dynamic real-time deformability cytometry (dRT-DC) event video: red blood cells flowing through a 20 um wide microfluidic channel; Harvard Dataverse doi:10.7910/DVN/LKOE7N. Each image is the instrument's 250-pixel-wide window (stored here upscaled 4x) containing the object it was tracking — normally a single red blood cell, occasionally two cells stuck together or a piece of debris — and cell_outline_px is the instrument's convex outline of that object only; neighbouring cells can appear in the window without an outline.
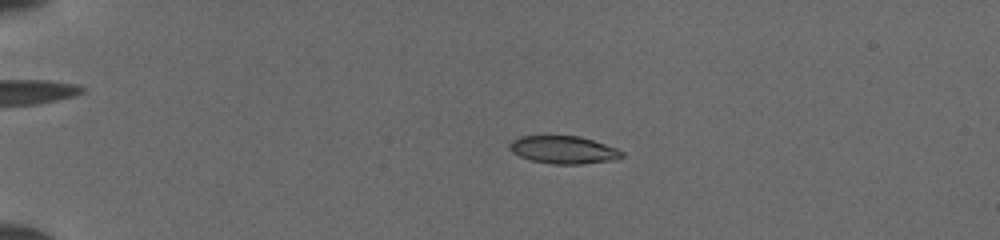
{"species": "common noctule bat (a hibernating species)", "species_latin": "Nyctalus noctula", "temperature_condition": "cold", "stored_images_in_passage": 48, "camera_frame_rate_fps": 3000, "um_per_image_px": 0.085, "animal": {"sex": "female", "body_mass_g": 19.5, "forearm_length_mm": 54.1}, "frame": {"image": 1, "passage_image": 10, "time_ms": 3.0, "image_size_px": [1000, 240], "cell_outline_px": [[624, 156], [612, 160], [580, 164], [552, 164], [532, 160], [520, 156], [512, 152], [508, 148], [508, 144], [512, 140], [520, 136], [580, 136], [616, 148], [624, 152]], "centroid_in_image_um": [47.87, 12.73], "position_along_channel_um": 37.1, "area_um2": 18.03}}
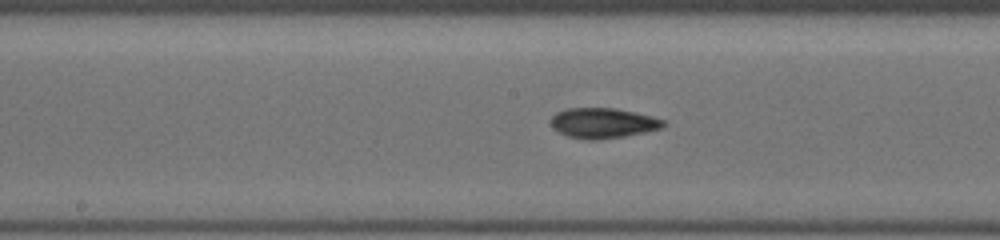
{"frame": {"image": 2, "passage_image": 26, "time_ms": 8.333, "image_size_px": [1000, 240], "cell_outline_px": [[668, 124], [664, 128], [624, 136], [600, 140], [588, 140], [568, 136], [552, 128], [552, 116], [556, 112], [568, 108], [616, 108], [636, 112], [668, 120]], "centroid_in_image_um": [51.33, 10.45], "position_along_channel_um": 196.9, "area_um2": 20.06}}
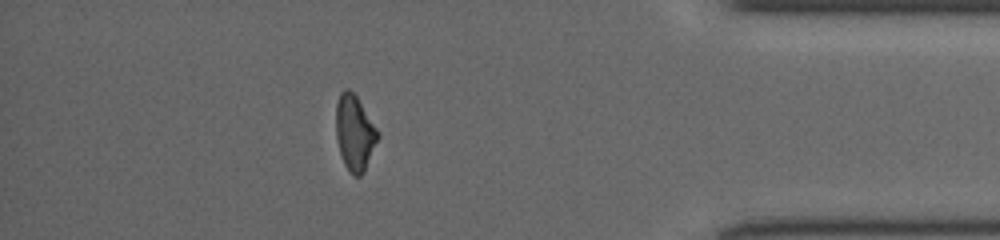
{"frame": {"image": 3, "passage_image": 43, "time_ms": 14.0, "image_size_px": [1000, 240], "cell_outline_px": [[380, 136], [364, 172], [360, 176], [352, 176], [344, 164], [340, 152], [336, 136], [336, 104], [340, 92], [344, 88], [348, 88], [356, 96], [376, 128]], "centroid_in_image_um": [30.13, 11.3], "position_along_channel_um": 405.1, "area_um2": 18.26}}